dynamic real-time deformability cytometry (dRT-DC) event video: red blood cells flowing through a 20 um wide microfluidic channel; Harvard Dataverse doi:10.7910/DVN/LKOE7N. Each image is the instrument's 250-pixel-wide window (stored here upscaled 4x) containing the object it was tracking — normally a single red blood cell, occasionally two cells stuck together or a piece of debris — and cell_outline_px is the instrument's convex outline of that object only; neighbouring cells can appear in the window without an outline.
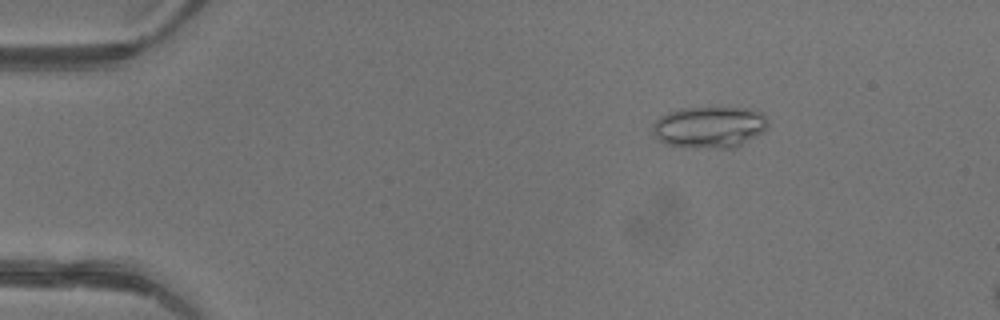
{"species": "common noctule bat (a hibernating species)", "species_latin": "Nyctalus noctula", "temperature_condition": "warm", "stored_images_in_passage": 25, "camera_frame_rate_fps": 3000, "um_per_image_px": 0.085, "animal": {"sex": "female"}, "frame": {"image": 1, "passage_image": 8, "time_ms": 2.333, "image_size_px": [1000, 320], "cell_outline_px": [[768, 124], [764, 132], [736, 148], [720, 148], [664, 144], [652, 136], [652, 124], [660, 116], [668, 112], [680, 108], [748, 108], [764, 112], [768, 120]], "centroid_in_image_um": [60.32, 10.79], "position_along_channel_um": 24.7, "area_um2": 28.15}}
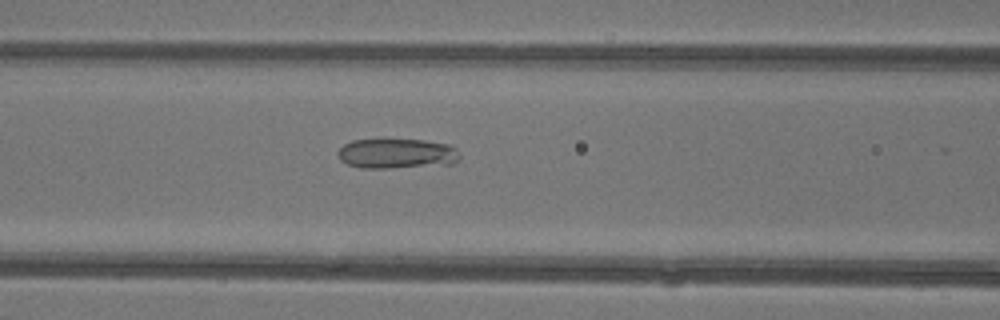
{"frame": {"image": 2, "passage_image": 21, "time_ms": 6.667, "image_size_px": [1000, 320], "cell_outline_px": [[460, 160], [452, 164], [388, 168], [360, 168], [348, 164], [340, 160], [336, 152], [344, 144], [352, 140], [380, 136], [424, 140], [452, 144], [456, 148], [460, 156]], "centroid_in_image_um": [33.71, 13.0], "position_along_channel_um": 132.9, "area_um2": 22.48}}
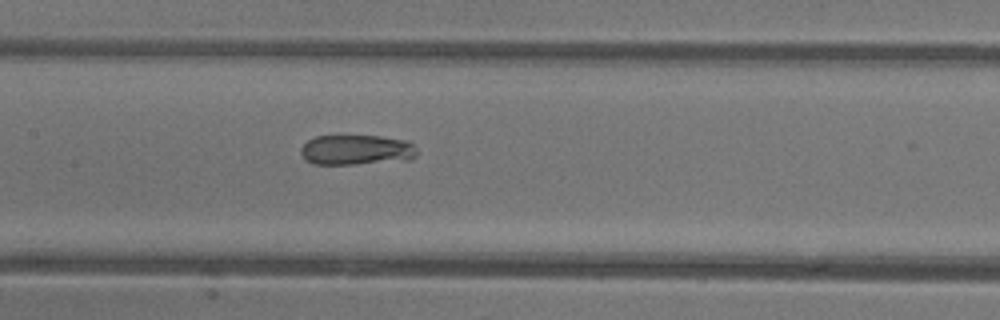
{"frame": {"image": 3, "passage_image": 24, "time_ms": 7.667, "image_size_px": [1000, 320], "cell_outline_px": [[416, 156], [412, 160], [352, 164], [312, 164], [304, 160], [300, 152], [300, 148], [308, 140], [316, 136], [380, 136], [408, 140], [412, 144], [416, 152]], "centroid_in_image_um": [30.29, 12.75], "position_along_channel_um": 177.1, "area_um2": 20.58}}